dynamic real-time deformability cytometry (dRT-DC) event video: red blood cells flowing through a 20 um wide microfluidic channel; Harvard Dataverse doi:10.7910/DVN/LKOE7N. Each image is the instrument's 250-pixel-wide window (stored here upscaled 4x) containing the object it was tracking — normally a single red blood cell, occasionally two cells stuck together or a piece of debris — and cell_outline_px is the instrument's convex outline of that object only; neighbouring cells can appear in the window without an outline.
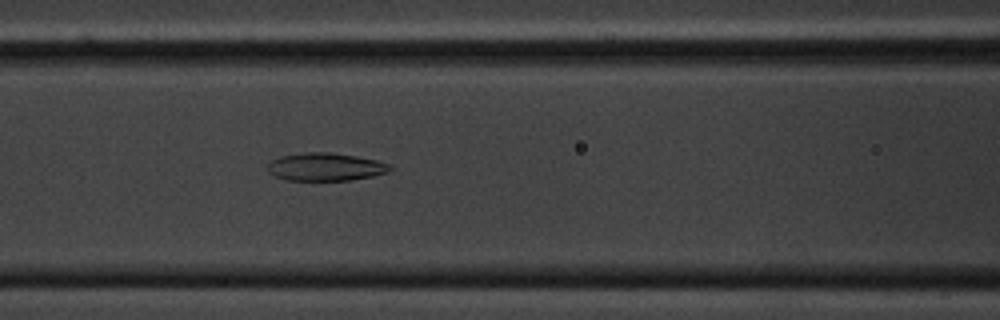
{"species": "common noctule bat (a hibernating species)", "species_latin": "Nyctalus noctula", "temperature_condition": "cold", "stored_images_in_passage": 44, "segment_of_instrument_passage": [1, 2], "camera_frame_rate_fps": 3000, "um_per_image_px": 0.085, "animal": {"sex": "male", "body_mass_g": 20.1, "forearm_length_mm": 53.5}, "frame": {"image": 1, "passage_image": 21, "time_ms": 6.667, "image_size_px": [1000, 320], "cell_outline_px": [[392, 168], [388, 172], [372, 176], [352, 180], [288, 180], [276, 176], [268, 172], [268, 164], [272, 160], [280, 156], [304, 152], [332, 152], [356, 156], [376, 160], [388, 164]], "centroid_in_image_um": [27.66, 14.18], "position_along_channel_um": 138.9, "area_um2": 19.83}}
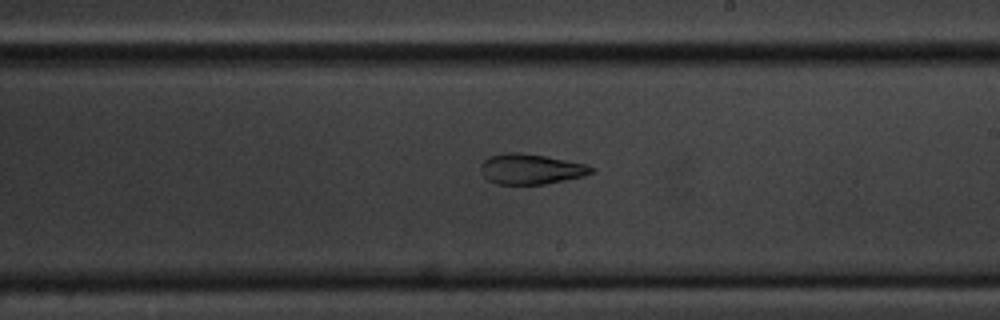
{"frame": {"image": 2, "passage_image": 30, "time_ms": 9.667, "image_size_px": [1000, 320], "cell_outline_px": [[596, 172], [584, 176], [544, 184], [496, 184], [488, 180], [480, 172], [480, 164], [484, 160], [492, 156], [504, 152], [520, 152], [544, 156], [584, 164], [596, 168]], "centroid_in_image_um": [45.11, 14.37], "position_along_channel_um": 243.9, "area_um2": 19.54}}
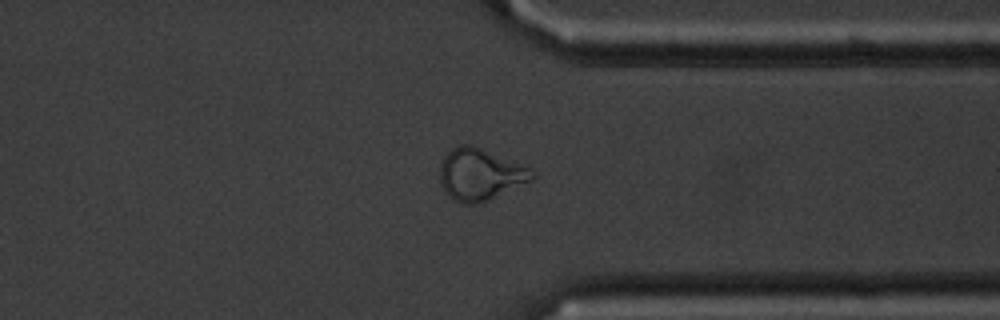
{"frame": {"image": 3, "passage_image": 41, "time_ms": 13.333, "image_size_px": [1000, 320], "cell_outline_px": [[536, 176], [532, 180], [480, 204], [464, 204], [452, 200], [444, 192], [440, 180], [440, 164], [444, 156], [456, 144], [472, 144], [528, 168], [536, 172]], "centroid_in_image_um": [40.77, 14.84], "position_along_channel_um": 370.6, "area_um2": 27.86}}